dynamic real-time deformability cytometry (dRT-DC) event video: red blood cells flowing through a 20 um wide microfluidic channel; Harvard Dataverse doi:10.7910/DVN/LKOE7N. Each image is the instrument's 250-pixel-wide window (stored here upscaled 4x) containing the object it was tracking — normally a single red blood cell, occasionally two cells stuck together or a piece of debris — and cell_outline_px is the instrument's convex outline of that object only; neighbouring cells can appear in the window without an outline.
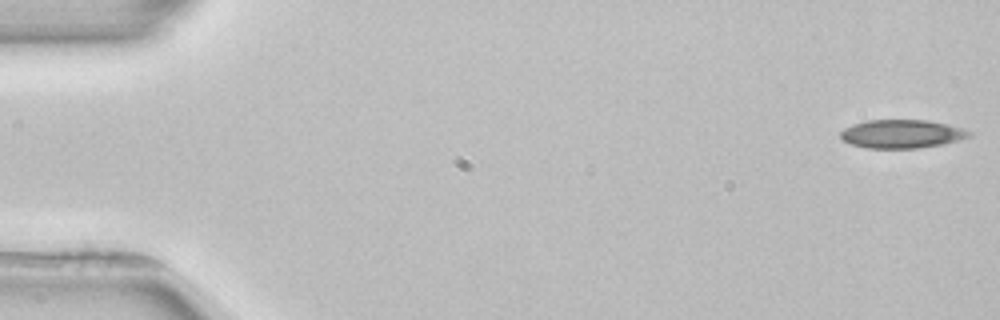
{"species": "common noctule bat (a hibernating species)", "species_latin": "Nyctalus noctula", "temperature_condition": "room temperature", "stored_images_in_passage": 4, "camera_frame_rate_fps": 3000, "um_per_image_px": 0.085, "animal": {"sex": "female", "body_mass_g": 22.7, "forearm_length_mm": 54.2}, "frame": {"image": 1, "passage_image": 1, "time_ms": 0.0, "image_size_px": [1000, 320], "cell_outline_px": [[972, 136], [960, 140], [944, 144], [920, 148], [868, 148], [852, 144], [844, 140], [840, 136], [840, 132], [844, 128], [852, 124], [868, 120], [928, 120], [948, 124], [964, 128], [972, 132]], "centroid_in_image_um": [76.71, 11.38], "position_along_channel_um": 8.3, "area_um2": 21.5}}
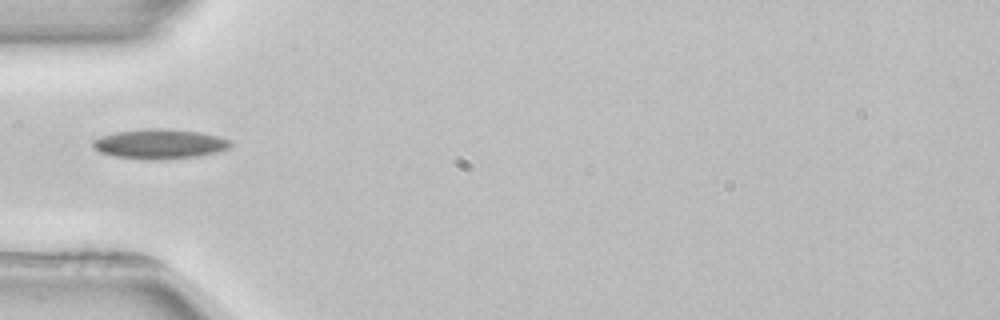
{"frame": {"image": 2, "passage_image": 4, "time_ms": 5.333, "image_size_px": [1000, 320], "cell_outline_px": [[232, 144], [228, 148], [216, 152], [196, 156], [112, 156], [100, 152], [92, 144], [92, 140], [100, 136], [116, 132], [144, 128], [168, 128], [200, 132], [232, 140]], "centroid_in_image_um": [13.58, 12.16], "position_along_channel_um": 71.4, "area_um2": 22.6}}